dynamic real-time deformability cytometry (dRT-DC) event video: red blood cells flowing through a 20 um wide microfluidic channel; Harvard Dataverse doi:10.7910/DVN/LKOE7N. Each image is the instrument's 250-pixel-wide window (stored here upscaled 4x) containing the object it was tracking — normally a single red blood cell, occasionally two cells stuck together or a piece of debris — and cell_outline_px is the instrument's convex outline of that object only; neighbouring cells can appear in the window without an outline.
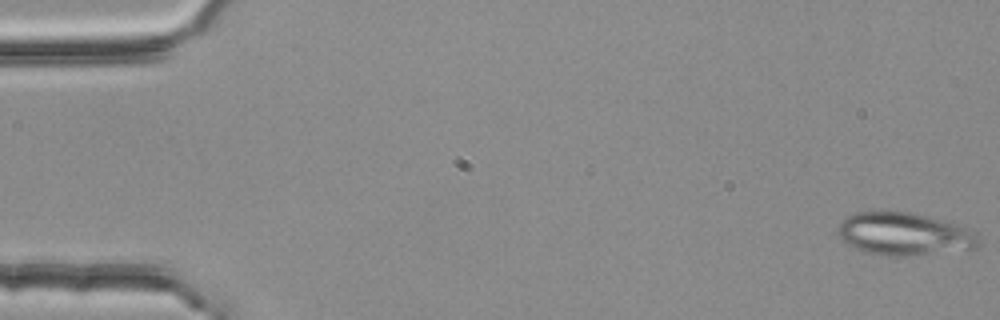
{"species": "common noctule bat (a hibernating species)", "species_latin": "Nyctalus noctula", "temperature_condition": "room temperature", "stored_images_in_passage": 5, "camera_frame_rate_fps": 3000, "um_per_image_px": 0.085, "animal": {"sex": "female", "body_mass_g": 25.1}, "frame": {"image": 1, "passage_image": 1, "time_ms": 0.0, "image_size_px": [1000, 320], "cell_outline_px": [[980, 240], [972, 248], [908, 256], [888, 256], [868, 252], [848, 244], [836, 232], [836, 228], [840, 220], [856, 212], [908, 212], [956, 224], [980, 236]], "centroid_in_image_um": [76.79, 19.89], "position_along_channel_um": 8.2, "area_um2": 34.22}}